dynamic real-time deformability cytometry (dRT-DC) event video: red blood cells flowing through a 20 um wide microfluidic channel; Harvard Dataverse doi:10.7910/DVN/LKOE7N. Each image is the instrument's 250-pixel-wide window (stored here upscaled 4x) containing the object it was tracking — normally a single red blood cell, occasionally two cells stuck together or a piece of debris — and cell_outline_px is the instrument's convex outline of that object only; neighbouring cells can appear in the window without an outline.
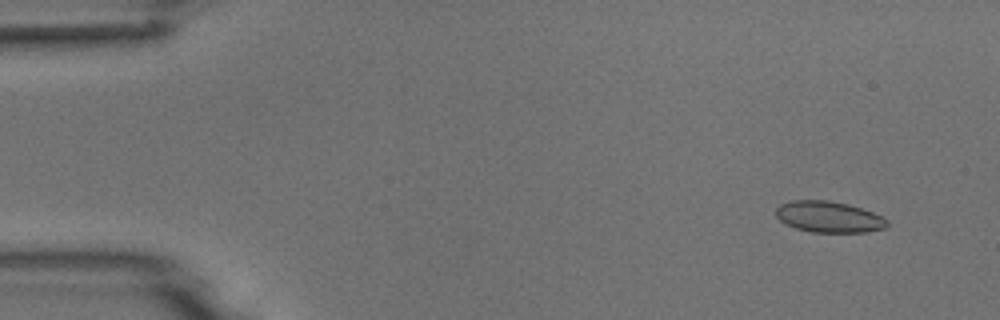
{"species": "common noctule bat (a hibernating species)", "species_latin": "Nyctalus noctula", "temperature_condition": "room temperature", "stored_images_in_passage": 4, "camera_frame_rate_fps": 3000, "um_per_image_px": 0.085, "animal": {"sex": "male", "body_mass_g": 18.8}, "frame": {"image": 1, "passage_image": 1, "time_ms": 0.0, "image_size_px": [1000, 320], "cell_outline_px": [[888, 224], [884, 228], [868, 232], [812, 232], [796, 228], [784, 224], [776, 216], [776, 208], [780, 204], [792, 200], [828, 200], [848, 204], [872, 212], [888, 220]], "centroid_in_image_um": [70.42, 18.43], "position_along_channel_um": 14.6, "area_um2": 20.17}}
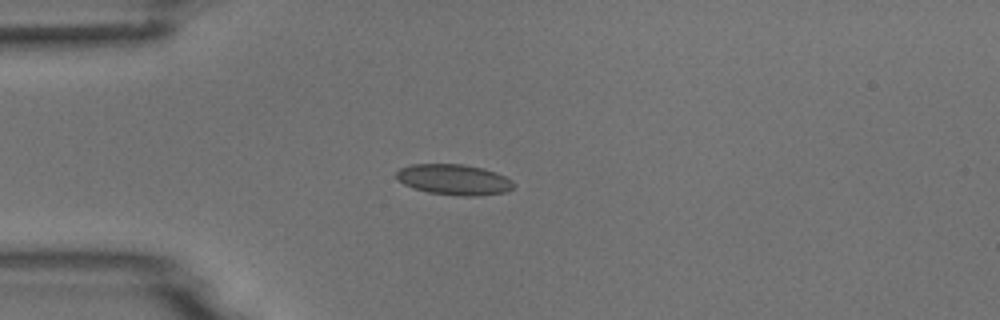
{"frame": {"image": 2, "passage_image": 4, "time_ms": 3.333, "image_size_px": [1000, 320], "cell_outline_px": [[516, 184], [508, 192], [476, 196], [460, 196], [428, 192], [412, 188], [396, 180], [396, 172], [400, 168], [412, 164], [464, 164], [484, 168], [496, 172], [512, 180]], "centroid_in_image_um": [38.59, 15.27], "position_along_channel_um": 46.4, "area_um2": 21.21}}